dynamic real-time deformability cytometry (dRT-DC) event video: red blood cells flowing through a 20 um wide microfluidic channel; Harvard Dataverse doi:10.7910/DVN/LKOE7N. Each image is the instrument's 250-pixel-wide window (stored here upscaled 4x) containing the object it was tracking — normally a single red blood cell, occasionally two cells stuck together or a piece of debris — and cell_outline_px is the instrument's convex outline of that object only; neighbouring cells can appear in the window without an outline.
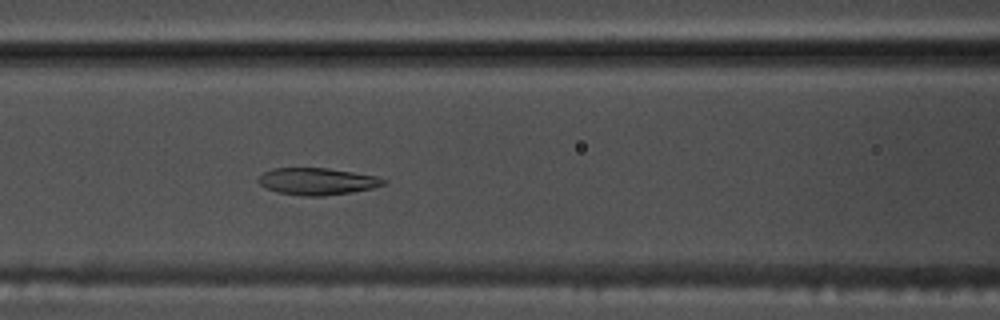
{"species": "common noctule bat (a hibernating species)", "species_latin": "Nyctalus noctula", "temperature_condition": "warm", "stored_images_in_passage": 39, "camera_frame_rate_fps": 3000, "um_per_image_px": 0.085, "animal": {"sex": "male", "body_mass_g": 17.5, "forearm_length_mm": 52.3}, "frame": {"image": 1, "passage_image": 8, "time_ms": 2.333, "image_size_px": [1000, 320], "cell_outline_px": [[388, 180], [384, 184], [372, 188], [324, 196], [304, 196], [276, 192], [260, 184], [256, 180], [264, 172], [272, 168], [328, 168], [376, 176]], "centroid_in_image_um": [26.93, 15.41], "position_along_channel_um": 139.7, "area_um2": 19.48}}
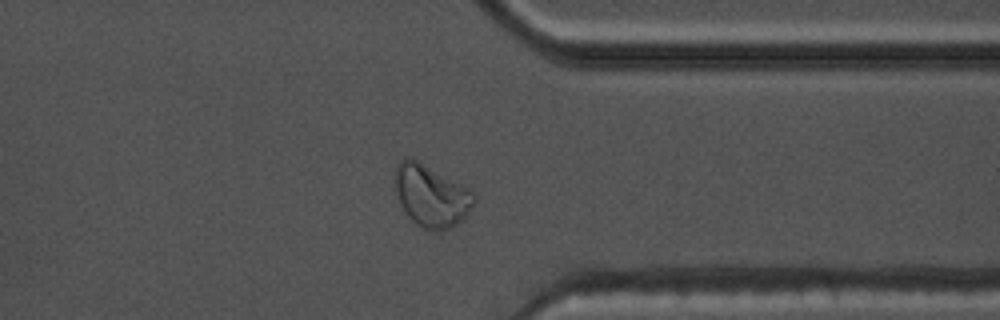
{"frame": {"image": 2, "passage_image": 27, "time_ms": 8.667, "image_size_px": [1000, 320], "cell_outline_px": [[476, 200], [472, 208], [456, 224], [448, 228], [424, 228], [416, 224], [404, 212], [396, 192], [392, 180], [396, 164], [400, 160], [408, 156], [420, 160], [476, 192]], "centroid_in_image_um": [36.62, 16.55], "position_along_channel_um": 374.8, "area_um2": 28.78}}
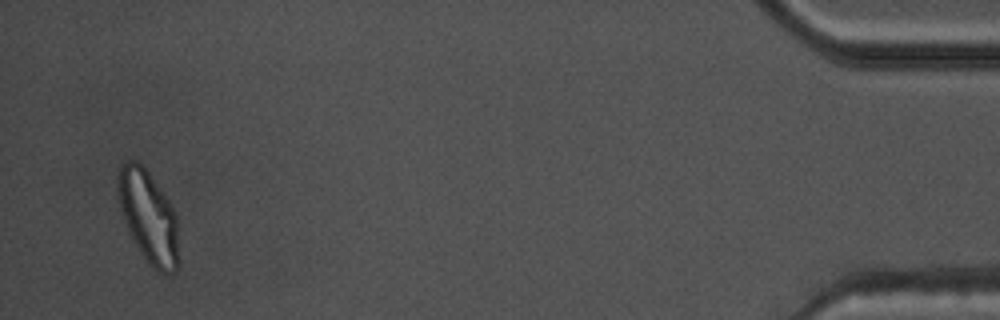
{"frame": {"image": 3, "passage_image": 37, "time_ms": 12.0, "image_size_px": [1000, 320], "cell_outline_px": [[180, 264], [176, 272], [160, 272], [152, 268], [144, 260], [124, 220], [120, 208], [116, 184], [116, 176], [120, 164], [128, 160], [136, 160], [148, 172], [160, 188], [168, 200], [176, 216], [180, 260]], "centroid_in_image_um": [12.62, 18.44], "position_along_channel_um": 422.6, "area_um2": 32.95}, "authors_computed_cell_mechanics": {"area_um2": 20.9236, "velocity_mm_per_s": 3.7716, "shape_relaxation_time_tau1_ms": null, "shape_relaxation_time_tau2_ms": 1.0432, "deformation_change_tau1": null, "deformation_change_tau2": 0.06}}